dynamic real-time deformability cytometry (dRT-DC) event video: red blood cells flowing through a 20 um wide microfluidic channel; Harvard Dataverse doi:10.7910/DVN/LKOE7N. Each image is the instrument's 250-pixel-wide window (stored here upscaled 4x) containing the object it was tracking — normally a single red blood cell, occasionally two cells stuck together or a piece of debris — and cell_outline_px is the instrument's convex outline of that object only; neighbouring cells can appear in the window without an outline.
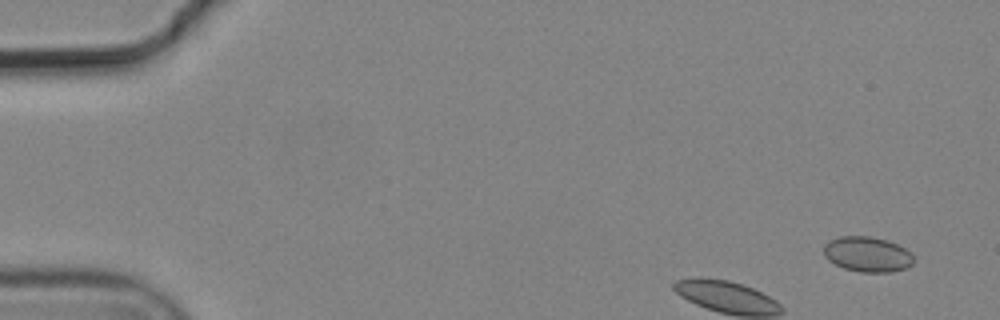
{"species": "common noctule bat (a hibernating species)", "species_latin": "Nyctalus noctula", "temperature_condition": "cold", "stored_images_in_passage": 4, "camera_frame_rate_fps": 3000, "um_per_image_px": 0.085, "animal": {"sex": "male", "body_mass_g": 19.2, "forearm_length_mm": 51.8}, "frame": {"image": 1, "passage_image": 1, "time_ms": 0.0, "image_size_px": [1000, 320], "cell_outline_px": [[916, 260], [912, 264], [904, 268], [892, 272], [860, 272], [844, 268], [828, 260], [824, 256], [824, 244], [828, 240], [840, 236], [868, 236], [888, 240], [904, 248]], "centroid_in_image_um": [73.7, 21.61], "position_along_channel_um": 11.3, "area_um2": 18.44}}